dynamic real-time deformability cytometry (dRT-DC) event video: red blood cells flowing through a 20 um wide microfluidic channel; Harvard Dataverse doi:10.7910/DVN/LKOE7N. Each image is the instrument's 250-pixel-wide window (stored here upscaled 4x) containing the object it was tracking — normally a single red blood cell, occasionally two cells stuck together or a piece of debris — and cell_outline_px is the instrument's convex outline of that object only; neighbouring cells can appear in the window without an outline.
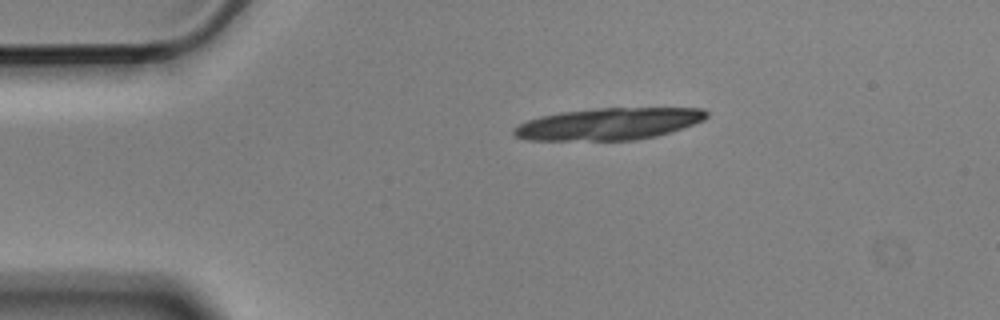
{"species": "Egyptian fruit bat (a non-hibernating species)", "species_latin": "Rousettus aegyptiacus", "temperature_condition": "cold", "stored_images_in_passage": 4, "camera_frame_rate_fps": 3000, "um_per_image_px": 0.085, "animal": {"sex": "male"}, "frame": {"image": 1, "passage_image": 1, "time_ms": 0.0, "image_size_px": [1000, 320], "cell_outline_px": [[708, 116], [704, 120], [684, 128], [672, 132], [656, 136], [636, 140], [528, 140], [516, 136], [512, 132], [512, 128], [528, 120], [540, 116], [560, 112], [600, 108], [704, 108], [708, 112]], "centroid_in_image_um": [51.78, 10.53], "position_along_channel_um": 33.2, "area_um2": 35.95}}
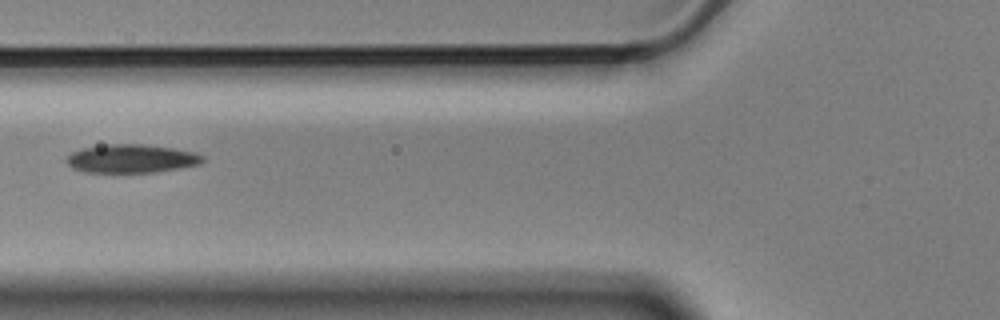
{"frame": {"image": 2, "passage_image": 4, "time_ms": 1.0, "image_size_px": [1000, 320], "cell_outline_px": [[204, 160], [200, 164], [180, 168], [156, 172], [84, 172], [72, 168], [64, 160], [72, 152], [84, 148], [104, 144], [140, 144], [172, 148], [196, 152], [204, 156]], "centroid_in_image_um": [11.17, 13.48], "position_along_channel_um": 114.6, "area_um2": 22.6}}